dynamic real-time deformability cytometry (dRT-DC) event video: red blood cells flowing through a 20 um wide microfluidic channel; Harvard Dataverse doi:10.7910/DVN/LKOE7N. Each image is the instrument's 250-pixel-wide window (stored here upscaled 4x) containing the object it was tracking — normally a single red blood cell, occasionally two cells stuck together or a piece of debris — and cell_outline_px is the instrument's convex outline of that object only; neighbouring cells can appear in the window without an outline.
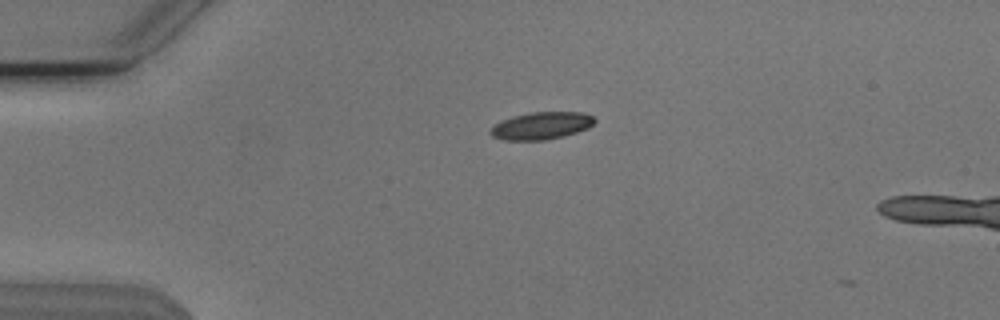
{"species": "Egyptian fruit bat (a non-hibernating species)", "species_latin": "Rousettus aegyptiacus", "temperature_condition": "cold", "stored_images_in_passage": 3, "camera_frame_rate_fps": 3000, "um_per_image_px": 0.085, "animal": {"sex": "male"}, "frame": {"image": 1, "passage_image": 1, "time_ms": 0.0, "image_size_px": [1000, 320], "cell_outline_px": [[596, 120], [588, 128], [564, 136], [544, 140], [504, 140], [492, 136], [488, 132], [500, 120], [512, 116], [532, 112], [584, 112], [592, 116]], "centroid_in_image_um": [46.0, 10.68], "position_along_channel_um": 39.0, "area_um2": 16.59}}